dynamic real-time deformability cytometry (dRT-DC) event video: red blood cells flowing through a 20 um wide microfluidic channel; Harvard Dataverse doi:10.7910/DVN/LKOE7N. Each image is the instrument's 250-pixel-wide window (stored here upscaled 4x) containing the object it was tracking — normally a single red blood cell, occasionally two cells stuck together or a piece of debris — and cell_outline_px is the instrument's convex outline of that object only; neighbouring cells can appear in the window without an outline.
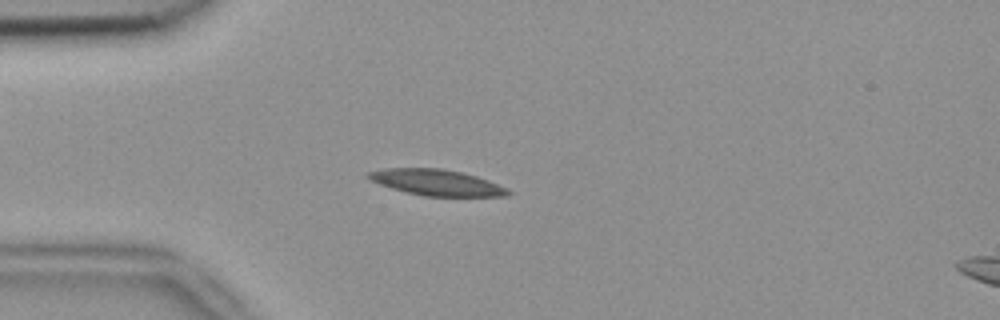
{"species": "common noctule bat (a hibernating species)", "species_latin": "Nyctalus noctula", "temperature_condition": "room temperature", "stored_images_in_passage": 52, "camera_frame_rate_fps": 3000, "um_per_image_px": 0.085, "animal": {"sex": "female", "body_mass_g": 18.4}, "frame": {"image": 1, "passage_image": 13, "time_ms": 4.0, "image_size_px": [1000, 320], "cell_outline_px": [[512, 192], [508, 196], [424, 196], [392, 188], [368, 180], [364, 176], [364, 172], [384, 168], [440, 168], [460, 172], [476, 176], [488, 180], [508, 188]], "centroid_in_image_um": [37.06, 15.5], "position_along_channel_um": 47.9, "area_um2": 21.27}}
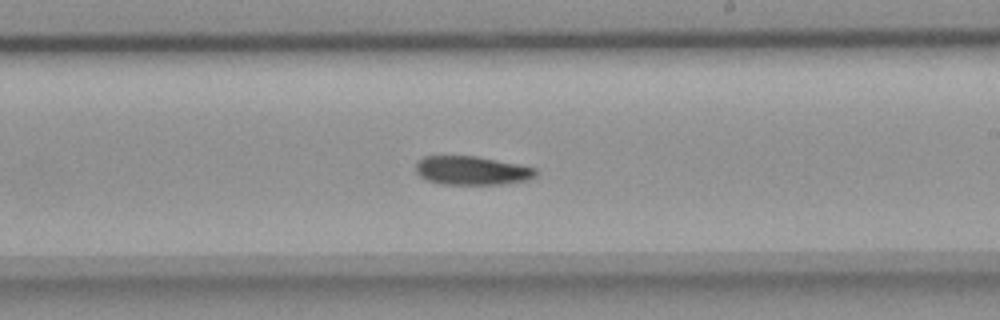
{"frame": {"image": 2, "passage_image": 30, "time_ms": 9.667, "image_size_px": [1000, 320], "cell_outline_px": [[540, 172], [536, 176], [528, 180], [504, 184], [440, 184], [428, 180], [420, 176], [416, 172], [416, 164], [424, 156], [476, 156], [520, 164], [536, 168]], "centroid_in_image_um": [40.17, 14.5], "position_along_channel_um": 248.8, "area_um2": 20.23}}
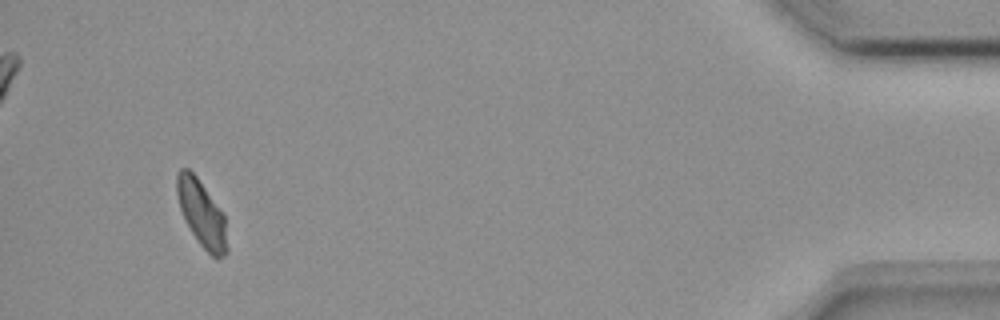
{"frame": {"image": 3, "passage_image": 49, "time_ms": 16.0, "image_size_px": [1000, 320], "cell_outline_px": [[228, 252], [224, 256], [216, 260], [200, 244], [192, 232], [180, 208], [176, 192], [176, 176], [180, 168], [188, 168], [196, 176], [224, 212], [228, 248]], "centroid_in_image_um": [17.17, 18.16], "position_along_channel_um": 418.0, "area_um2": 19.48}, "authors_computed_cell_mechanics": {"area_um2": 20.6924, "velocity_mm_per_s": 3.8072, "shape_relaxation_time_tau1_ms": 5.2785, "shape_relaxation_time_tau2_ms": null, "deformation_change_tau1": 0.1332, "deformation_change_tau2": null}}